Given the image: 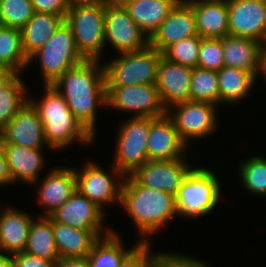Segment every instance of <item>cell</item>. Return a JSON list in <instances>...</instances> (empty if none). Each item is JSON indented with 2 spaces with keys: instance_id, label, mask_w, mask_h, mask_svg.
<instances>
[{
  "instance_id": "cell-1",
  "label": "cell",
  "mask_w": 266,
  "mask_h": 267,
  "mask_svg": "<svg viewBox=\"0 0 266 267\" xmlns=\"http://www.w3.org/2000/svg\"><path fill=\"white\" fill-rule=\"evenodd\" d=\"M85 60L67 70L52 86L64 97L70 111L96 138L99 107H106V85L103 63Z\"/></svg>"
},
{
  "instance_id": "cell-2",
  "label": "cell",
  "mask_w": 266,
  "mask_h": 267,
  "mask_svg": "<svg viewBox=\"0 0 266 267\" xmlns=\"http://www.w3.org/2000/svg\"><path fill=\"white\" fill-rule=\"evenodd\" d=\"M120 205L132 217L141 234V243H150L151 235L158 233L162 226L178 216L173 194L139 185L131 176L124 179Z\"/></svg>"
},
{
  "instance_id": "cell-3",
  "label": "cell",
  "mask_w": 266,
  "mask_h": 267,
  "mask_svg": "<svg viewBox=\"0 0 266 267\" xmlns=\"http://www.w3.org/2000/svg\"><path fill=\"white\" fill-rule=\"evenodd\" d=\"M43 86V98L37 100L29 96V101L39 111L49 149L59 151L74 142L90 146L96 140L95 137L70 111L64 97L54 86Z\"/></svg>"
},
{
  "instance_id": "cell-4",
  "label": "cell",
  "mask_w": 266,
  "mask_h": 267,
  "mask_svg": "<svg viewBox=\"0 0 266 267\" xmlns=\"http://www.w3.org/2000/svg\"><path fill=\"white\" fill-rule=\"evenodd\" d=\"M220 187L214 171L192 167L175 196L178 216L194 219L209 215L220 203Z\"/></svg>"
},
{
  "instance_id": "cell-5",
  "label": "cell",
  "mask_w": 266,
  "mask_h": 267,
  "mask_svg": "<svg viewBox=\"0 0 266 267\" xmlns=\"http://www.w3.org/2000/svg\"><path fill=\"white\" fill-rule=\"evenodd\" d=\"M65 22L77 50L86 60H100L105 51V2L71 5Z\"/></svg>"
},
{
  "instance_id": "cell-6",
  "label": "cell",
  "mask_w": 266,
  "mask_h": 267,
  "mask_svg": "<svg viewBox=\"0 0 266 267\" xmlns=\"http://www.w3.org/2000/svg\"><path fill=\"white\" fill-rule=\"evenodd\" d=\"M103 64L106 87L155 84L162 53L151 46L137 52L118 53Z\"/></svg>"
},
{
  "instance_id": "cell-7",
  "label": "cell",
  "mask_w": 266,
  "mask_h": 267,
  "mask_svg": "<svg viewBox=\"0 0 266 267\" xmlns=\"http://www.w3.org/2000/svg\"><path fill=\"white\" fill-rule=\"evenodd\" d=\"M39 59L43 85H52L67 70L86 59L77 50L70 26L64 21L47 43L28 58V65Z\"/></svg>"
},
{
  "instance_id": "cell-8",
  "label": "cell",
  "mask_w": 266,
  "mask_h": 267,
  "mask_svg": "<svg viewBox=\"0 0 266 267\" xmlns=\"http://www.w3.org/2000/svg\"><path fill=\"white\" fill-rule=\"evenodd\" d=\"M117 131L113 165L126 177L149 161L147 139L150 117H130Z\"/></svg>"
},
{
  "instance_id": "cell-9",
  "label": "cell",
  "mask_w": 266,
  "mask_h": 267,
  "mask_svg": "<svg viewBox=\"0 0 266 267\" xmlns=\"http://www.w3.org/2000/svg\"><path fill=\"white\" fill-rule=\"evenodd\" d=\"M76 190L94 202L103 211L104 206L120 205L122 186L125 176L112 165L111 172L87 160L81 169H75Z\"/></svg>"
},
{
  "instance_id": "cell-10",
  "label": "cell",
  "mask_w": 266,
  "mask_h": 267,
  "mask_svg": "<svg viewBox=\"0 0 266 267\" xmlns=\"http://www.w3.org/2000/svg\"><path fill=\"white\" fill-rule=\"evenodd\" d=\"M129 112L131 117L158 118L167 114L155 84L106 87V108Z\"/></svg>"
},
{
  "instance_id": "cell-11",
  "label": "cell",
  "mask_w": 266,
  "mask_h": 267,
  "mask_svg": "<svg viewBox=\"0 0 266 267\" xmlns=\"http://www.w3.org/2000/svg\"><path fill=\"white\" fill-rule=\"evenodd\" d=\"M216 108L215 104L188 101L171 106L167 115L174 122L182 141L189 147L192 139L207 138L218 129Z\"/></svg>"
},
{
  "instance_id": "cell-12",
  "label": "cell",
  "mask_w": 266,
  "mask_h": 267,
  "mask_svg": "<svg viewBox=\"0 0 266 267\" xmlns=\"http://www.w3.org/2000/svg\"><path fill=\"white\" fill-rule=\"evenodd\" d=\"M105 44L117 53L137 52L149 46V38L130 17L123 4L105 2Z\"/></svg>"
},
{
  "instance_id": "cell-13",
  "label": "cell",
  "mask_w": 266,
  "mask_h": 267,
  "mask_svg": "<svg viewBox=\"0 0 266 267\" xmlns=\"http://www.w3.org/2000/svg\"><path fill=\"white\" fill-rule=\"evenodd\" d=\"M229 35L247 37L266 45L265 0H227Z\"/></svg>"
},
{
  "instance_id": "cell-14",
  "label": "cell",
  "mask_w": 266,
  "mask_h": 267,
  "mask_svg": "<svg viewBox=\"0 0 266 267\" xmlns=\"http://www.w3.org/2000/svg\"><path fill=\"white\" fill-rule=\"evenodd\" d=\"M191 168L185 158L149 160L130 176L139 185L156 188L176 196Z\"/></svg>"
},
{
  "instance_id": "cell-15",
  "label": "cell",
  "mask_w": 266,
  "mask_h": 267,
  "mask_svg": "<svg viewBox=\"0 0 266 267\" xmlns=\"http://www.w3.org/2000/svg\"><path fill=\"white\" fill-rule=\"evenodd\" d=\"M104 214L105 211L76 190L61 207L55 209L48 217L52 222L68 225L75 229L112 231L113 229H109L103 224L106 216Z\"/></svg>"
},
{
  "instance_id": "cell-16",
  "label": "cell",
  "mask_w": 266,
  "mask_h": 267,
  "mask_svg": "<svg viewBox=\"0 0 266 267\" xmlns=\"http://www.w3.org/2000/svg\"><path fill=\"white\" fill-rule=\"evenodd\" d=\"M4 144L27 148L48 147L39 111L28 101L19 112L0 130Z\"/></svg>"
},
{
  "instance_id": "cell-17",
  "label": "cell",
  "mask_w": 266,
  "mask_h": 267,
  "mask_svg": "<svg viewBox=\"0 0 266 267\" xmlns=\"http://www.w3.org/2000/svg\"><path fill=\"white\" fill-rule=\"evenodd\" d=\"M197 35L194 10L186 0H180L149 38V46L162 53L179 40Z\"/></svg>"
},
{
  "instance_id": "cell-18",
  "label": "cell",
  "mask_w": 266,
  "mask_h": 267,
  "mask_svg": "<svg viewBox=\"0 0 266 267\" xmlns=\"http://www.w3.org/2000/svg\"><path fill=\"white\" fill-rule=\"evenodd\" d=\"M192 68L174 63L161 56L155 86L164 107L191 101Z\"/></svg>"
},
{
  "instance_id": "cell-19",
  "label": "cell",
  "mask_w": 266,
  "mask_h": 267,
  "mask_svg": "<svg viewBox=\"0 0 266 267\" xmlns=\"http://www.w3.org/2000/svg\"><path fill=\"white\" fill-rule=\"evenodd\" d=\"M188 146L182 141L172 119L166 114L150 117L147 139L149 160H174L184 158Z\"/></svg>"
},
{
  "instance_id": "cell-20",
  "label": "cell",
  "mask_w": 266,
  "mask_h": 267,
  "mask_svg": "<svg viewBox=\"0 0 266 267\" xmlns=\"http://www.w3.org/2000/svg\"><path fill=\"white\" fill-rule=\"evenodd\" d=\"M76 191V175L72 167H54L42 179L37 189V202L48 216L61 207Z\"/></svg>"
},
{
  "instance_id": "cell-21",
  "label": "cell",
  "mask_w": 266,
  "mask_h": 267,
  "mask_svg": "<svg viewBox=\"0 0 266 267\" xmlns=\"http://www.w3.org/2000/svg\"><path fill=\"white\" fill-rule=\"evenodd\" d=\"M223 63L225 67L240 68L256 77L261 72L264 44L258 40L227 35L222 38Z\"/></svg>"
},
{
  "instance_id": "cell-22",
  "label": "cell",
  "mask_w": 266,
  "mask_h": 267,
  "mask_svg": "<svg viewBox=\"0 0 266 267\" xmlns=\"http://www.w3.org/2000/svg\"><path fill=\"white\" fill-rule=\"evenodd\" d=\"M111 232L75 229L53 222L54 240L60 259L86 258L94 244Z\"/></svg>"
},
{
  "instance_id": "cell-23",
  "label": "cell",
  "mask_w": 266,
  "mask_h": 267,
  "mask_svg": "<svg viewBox=\"0 0 266 267\" xmlns=\"http://www.w3.org/2000/svg\"><path fill=\"white\" fill-rule=\"evenodd\" d=\"M27 213L14 207L5 208L0 213V254L24 252L30 225L34 219V216Z\"/></svg>"
},
{
  "instance_id": "cell-24",
  "label": "cell",
  "mask_w": 266,
  "mask_h": 267,
  "mask_svg": "<svg viewBox=\"0 0 266 267\" xmlns=\"http://www.w3.org/2000/svg\"><path fill=\"white\" fill-rule=\"evenodd\" d=\"M196 16L201 38H223L229 35L227 0H186Z\"/></svg>"
},
{
  "instance_id": "cell-25",
  "label": "cell",
  "mask_w": 266,
  "mask_h": 267,
  "mask_svg": "<svg viewBox=\"0 0 266 267\" xmlns=\"http://www.w3.org/2000/svg\"><path fill=\"white\" fill-rule=\"evenodd\" d=\"M4 148L13 184L18 181L36 184L40 180L39 173L46 164L42 150L44 148L32 149L11 144H4Z\"/></svg>"
},
{
  "instance_id": "cell-26",
  "label": "cell",
  "mask_w": 266,
  "mask_h": 267,
  "mask_svg": "<svg viewBox=\"0 0 266 267\" xmlns=\"http://www.w3.org/2000/svg\"><path fill=\"white\" fill-rule=\"evenodd\" d=\"M180 0H129L123 3L130 17L150 38Z\"/></svg>"
},
{
  "instance_id": "cell-27",
  "label": "cell",
  "mask_w": 266,
  "mask_h": 267,
  "mask_svg": "<svg viewBox=\"0 0 266 267\" xmlns=\"http://www.w3.org/2000/svg\"><path fill=\"white\" fill-rule=\"evenodd\" d=\"M219 105L236 104L249 96L257 77L249 71L223 66L218 72ZM225 102V103H224Z\"/></svg>"
},
{
  "instance_id": "cell-28",
  "label": "cell",
  "mask_w": 266,
  "mask_h": 267,
  "mask_svg": "<svg viewBox=\"0 0 266 267\" xmlns=\"http://www.w3.org/2000/svg\"><path fill=\"white\" fill-rule=\"evenodd\" d=\"M64 21L61 16L35 12L20 30L26 57L42 48Z\"/></svg>"
},
{
  "instance_id": "cell-29",
  "label": "cell",
  "mask_w": 266,
  "mask_h": 267,
  "mask_svg": "<svg viewBox=\"0 0 266 267\" xmlns=\"http://www.w3.org/2000/svg\"><path fill=\"white\" fill-rule=\"evenodd\" d=\"M36 216L30 225L24 252L57 264L60 256L55 245L53 222L48 216Z\"/></svg>"
},
{
  "instance_id": "cell-30",
  "label": "cell",
  "mask_w": 266,
  "mask_h": 267,
  "mask_svg": "<svg viewBox=\"0 0 266 267\" xmlns=\"http://www.w3.org/2000/svg\"><path fill=\"white\" fill-rule=\"evenodd\" d=\"M141 244L137 242L126 250L120 234L112 230L107 236L101 237L88 254L87 261L90 267H120L124 260Z\"/></svg>"
},
{
  "instance_id": "cell-31",
  "label": "cell",
  "mask_w": 266,
  "mask_h": 267,
  "mask_svg": "<svg viewBox=\"0 0 266 267\" xmlns=\"http://www.w3.org/2000/svg\"><path fill=\"white\" fill-rule=\"evenodd\" d=\"M0 65L14 70L17 74L24 73L28 67L19 29L0 25Z\"/></svg>"
},
{
  "instance_id": "cell-32",
  "label": "cell",
  "mask_w": 266,
  "mask_h": 267,
  "mask_svg": "<svg viewBox=\"0 0 266 267\" xmlns=\"http://www.w3.org/2000/svg\"><path fill=\"white\" fill-rule=\"evenodd\" d=\"M17 74L6 86L0 89V130L29 101L27 86Z\"/></svg>"
},
{
  "instance_id": "cell-33",
  "label": "cell",
  "mask_w": 266,
  "mask_h": 267,
  "mask_svg": "<svg viewBox=\"0 0 266 267\" xmlns=\"http://www.w3.org/2000/svg\"><path fill=\"white\" fill-rule=\"evenodd\" d=\"M191 101L219 103L218 75L216 71L192 68L190 83Z\"/></svg>"
},
{
  "instance_id": "cell-34",
  "label": "cell",
  "mask_w": 266,
  "mask_h": 267,
  "mask_svg": "<svg viewBox=\"0 0 266 267\" xmlns=\"http://www.w3.org/2000/svg\"><path fill=\"white\" fill-rule=\"evenodd\" d=\"M239 177L245 189L256 196H266V158L251 156L241 162Z\"/></svg>"
},
{
  "instance_id": "cell-35",
  "label": "cell",
  "mask_w": 266,
  "mask_h": 267,
  "mask_svg": "<svg viewBox=\"0 0 266 267\" xmlns=\"http://www.w3.org/2000/svg\"><path fill=\"white\" fill-rule=\"evenodd\" d=\"M31 0H0V25L21 30L34 15Z\"/></svg>"
},
{
  "instance_id": "cell-36",
  "label": "cell",
  "mask_w": 266,
  "mask_h": 267,
  "mask_svg": "<svg viewBox=\"0 0 266 267\" xmlns=\"http://www.w3.org/2000/svg\"><path fill=\"white\" fill-rule=\"evenodd\" d=\"M201 40L199 35L179 40L167 47L162 52V56L174 63L195 68L197 67Z\"/></svg>"
},
{
  "instance_id": "cell-37",
  "label": "cell",
  "mask_w": 266,
  "mask_h": 267,
  "mask_svg": "<svg viewBox=\"0 0 266 267\" xmlns=\"http://www.w3.org/2000/svg\"><path fill=\"white\" fill-rule=\"evenodd\" d=\"M223 66L222 38H202L197 67L218 72Z\"/></svg>"
},
{
  "instance_id": "cell-38",
  "label": "cell",
  "mask_w": 266,
  "mask_h": 267,
  "mask_svg": "<svg viewBox=\"0 0 266 267\" xmlns=\"http://www.w3.org/2000/svg\"><path fill=\"white\" fill-rule=\"evenodd\" d=\"M150 267H208V265L202 260L184 254L158 251L153 256Z\"/></svg>"
},
{
  "instance_id": "cell-39",
  "label": "cell",
  "mask_w": 266,
  "mask_h": 267,
  "mask_svg": "<svg viewBox=\"0 0 266 267\" xmlns=\"http://www.w3.org/2000/svg\"><path fill=\"white\" fill-rule=\"evenodd\" d=\"M35 12L66 18L72 3L70 0H31Z\"/></svg>"
},
{
  "instance_id": "cell-40",
  "label": "cell",
  "mask_w": 266,
  "mask_h": 267,
  "mask_svg": "<svg viewBox=\"0 0 266 267\" xmlns=\"http://www.w3.org/2000/svg\"><path fill=\"white\" fill-rule=\"evenodd\" d=\"M151 243H141L121 264L120 267H150L156 254L150 249Z\"/></svg>"
},
{
  "instance_id": "cell-41",
  "label": "cell",
  "mask_w": 266,
  "mask_h": 267,
  "mask_svg": "<svg viewBox=\"0 0 266 267\" xmlns=\"http://www.w3.org/2000/svg\"><path fill=\"white\" fill-rule=\"evenodd\" d=\"M14 267H55L53 261L40 258L26 252H20L12 255Z\"/></svg>"
},
{
  "instance_id": "cell-42",
  "label": "cell",
  "mask_w": 266,
  "mask_h": 267,
  "mask_svg": "<svg viewBox=\"0 0 266 267\" xmlns=\"http://www.w3.org/2000/svg\"><path fill=\"white\" fill-rule=\"evenodd\" d=\"M10 184L12 185L13 181L5 157L4 143L0 138V188Z\"/></svg>"
},
{
  "instance_id": "cell-43",
  "label": "cell",
  "mask_w": 266,
  "mask_h": 267,
  "mask_svg": "<svg viewBox=\"0 0 266 267\" xmlns=\"http://www.w3.org/2000/svg\"><path fill=\"white\" fill-rule=\"evenodd\" d=\"M55 267H90L87 258L60 259Z\"/></svg>"
},
{
  "instance_id": "cell-44",
  "label": "cell",
  "mask_w": 266,
  "mask_h": 267,
  "mask_svg": "<svg viewBox=\"0 0 266 267\" xmlns=\"http://www.w3.org/2000/svg\"><path fill=\"white\" fill-rule=\"evenodd\" d=\"M16 75L17 73L14 70L0 65V89L6 86Z\"/></svg>"
},
{
  "instance_id": "cell-45",
  "label": "cell",
  "mask_w": 266,
  "mask_h": 267,
  "mask_svg": "<svg viewBox=\"0 0 266 267\" xmlns=\"http://www.w3.org/2000/svg\"><path fill=\"white\" fill-rule=\"evenodd\" d=\"M0 267H14L12 255L0 254Z\"/></svg>"
},
{
  "instance_id": "cell-46",
  "label": "cell",
  "mask_w": 266,
  "mask_h": 267,
  "mask_svg": "<svg viewBox=\"0 0 266 267\" xmlns=\"http://www.w3.org/2000/svg\"><path fill=\"white\" fill-rule=\"evenodd\" d=\"M260 74L261 76H263V78H265V81H266V45H264L263 50H262V61H261Z\"/></svg>"
},
{
  "instance_id": "cell-47",
  "label": "cell",
  "mask_w": 266,
  "mask_h": 267,
  "mask_svg": "<svg viewBox=\"0 0 266 267\" xmlns=\"http://www.w3.org/2000/svg\"><path fill=\"white\" fill-rule=\"evenodd\" d=\"M72 5L74 4H85V3H101L105 2V0H70Z\"/></svg>"
},
{
  "instance_id": "cell-48",
  "label": "cell",
  "mask_w": 266,
  "mask_h": 267,
  "mask_svg": "<svg viewBox=\"0 0 266 267\" xmlns=\"http://www.w3.org/2000/svg\"><path fill=\"white\" fill-rule=\"evenodd\" d=\"M126 1H129V0H105V2L117 3V4H123Z\"/></svg>"
}]
</instances>
